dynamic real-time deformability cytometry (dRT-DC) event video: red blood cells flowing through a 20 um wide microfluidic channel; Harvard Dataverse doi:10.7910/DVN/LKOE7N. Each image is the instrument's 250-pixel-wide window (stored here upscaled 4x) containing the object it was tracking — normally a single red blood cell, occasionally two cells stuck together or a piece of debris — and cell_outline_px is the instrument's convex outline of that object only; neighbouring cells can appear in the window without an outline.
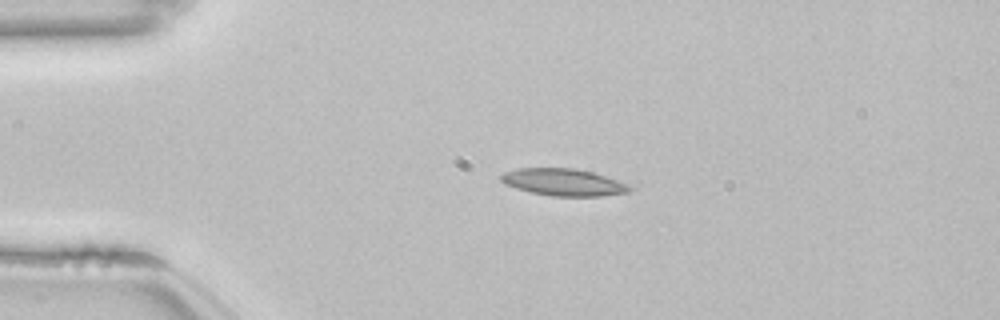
{"species": "common noctule bat (a hibernating species)", "species_latin": "Nyctalus noctula", "temperature_condition": "room temperature", "stored_images_in_passage": 18, "camera_frame_rate_fps": 3000, "um_per_image_px": 0.085, "animal": {"sex": "female", "body_mass_g": 22.7, "forearm_length_mm": 54.2}, "frame": {"image": 1, "passage_image": 1, "time_ms": 0.0, "image_size_px": [1000, 320], "cell_outline_px": [[636, 188], [628, 192], [600, 196], [552, 196], [532, 192], [516, 188], [504, 184], [500, 180], [500, 176], [504, 172], [516, 168], [576, 168], [592, 172], [628, 184]], "centroid_in_image_um": [47.89, 15.48], "position_along_channel_um": 37.1, "area_um2": 20.29}}
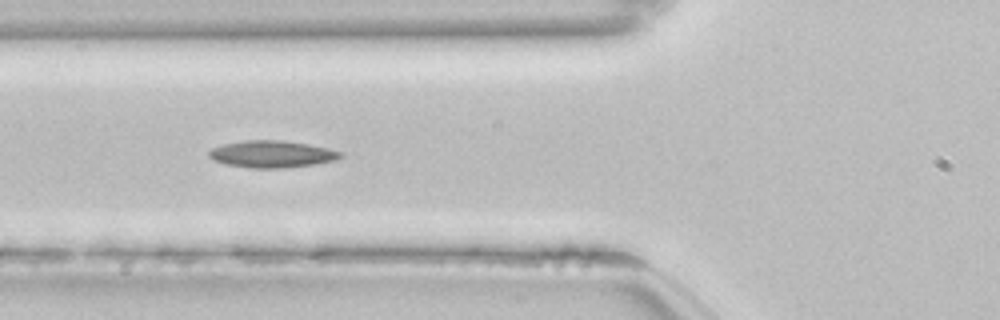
{"frame": {"image": 2, "passage_image": 9, "time_ms": 2.667, "image_size_px": [1000, 320], "cell_outline_px": [[344, 156], [336, 160], [316, 164], [284, 168], [252, 168], [228, 164], [212, 160], [208, 156], [208, 152], [212, 148], [224, 144], [244, 140], [280, 140], [308, 144], [328, 148], [344, 152]], "centroid_in_image_um": [23.15, 13.1], "position_along_channel_um": 102.7, "area_um2": 20.75}}
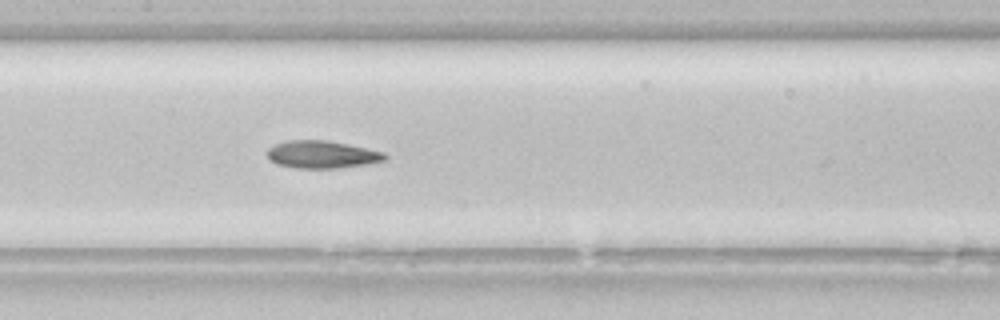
{"frame": {"image": 3, "passage_image": 15, "time_ms": 4.667, "image_size_px": [1000, 320], "cell_outline_px": [[388, 160], [368, 164], [336, 168], [296, 168], [276, 164], [268, 156], [268, 148], [276, 144], [288, 140], [328, 140], [348, 144], [384, 152], [388, 156]], "centroid_in_image_um": [27.42, 13.13], "position_along_channel_um": 180.0, "area_um2": 18.9}}